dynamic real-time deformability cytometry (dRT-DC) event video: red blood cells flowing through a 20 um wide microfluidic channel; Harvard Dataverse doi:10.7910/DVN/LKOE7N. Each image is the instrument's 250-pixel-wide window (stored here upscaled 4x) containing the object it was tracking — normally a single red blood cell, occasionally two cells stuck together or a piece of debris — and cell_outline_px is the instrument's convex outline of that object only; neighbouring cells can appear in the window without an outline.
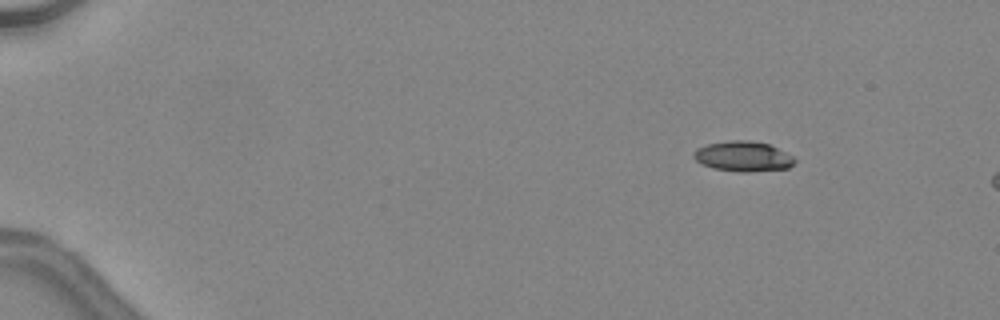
{"species": "common noctule bat (a hibernating species)", "species_latin": "Nyctalus noctula", "temperature_condition": "warm", "stored_images_in_passage": 13, "camera_frame_rate_fps": 3000, "um_per_image_px": 0.085, "animal": {"sex": "female", "body_mass_g": 24.6, "forearm_length_mm": 56.2}, "frame": {"image": 1, "passage_image": 8, "time_ms": 2.333, "image_size_px": [1000, 320], "cell_outline_px": [[796, 160], [788, 168], [748, 172], [740, 172], [712, 168], [700, 164], [692, 156], [696, 148], [708, 144], [732, 140], [748, 140], [768, 144], [792, 156]], "centroid_in_image_um": [63.12, 13.3], "position_along_channel_um": 21.9, "area_um2": 17.63}}